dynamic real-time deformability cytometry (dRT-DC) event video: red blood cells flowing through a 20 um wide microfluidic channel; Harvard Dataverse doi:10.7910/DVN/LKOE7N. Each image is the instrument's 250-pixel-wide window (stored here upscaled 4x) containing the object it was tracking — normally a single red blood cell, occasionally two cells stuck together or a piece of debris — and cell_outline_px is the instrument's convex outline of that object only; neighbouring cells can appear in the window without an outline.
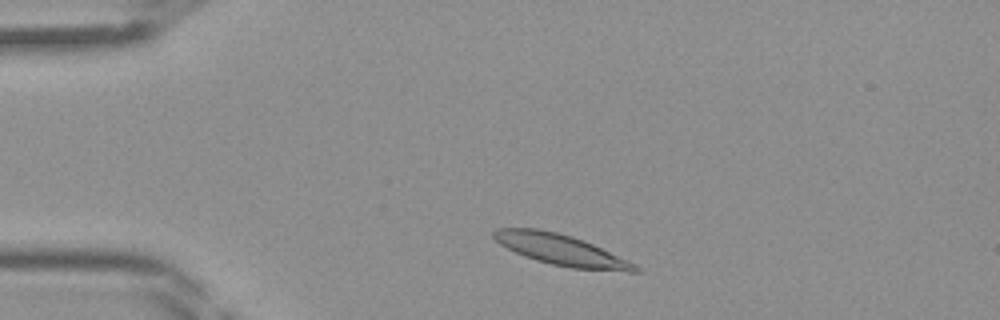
{"species": "Egyptian fruit bat (a non-hibernating species)", "species_latin": "Rousettus aegyptiacus", "temperature_condition": "room temperature", "stored_images_in_passage": 36, "camera_frame_rate_fps": 3000, "um_per_image_px": 0.085, "frame": {"image": 1, "passage_image": 1, "time_ms": 0.0, "image_size_px": [1000, 320], "cell_outline_px": [[644, 272], [628, 272], [572, 268], [552, 264], [536, 260], [524, 256], [500, 244], [492, 236], [492, 232], [496, 228], [536, 228], [556, 232], [572, 236], [584, 240], [628, 260], [636, 264]], "centroid_in_image_um": [47.73, 21.24], "position_along_channel_um": 37.3, "area_um2": 25.43}}
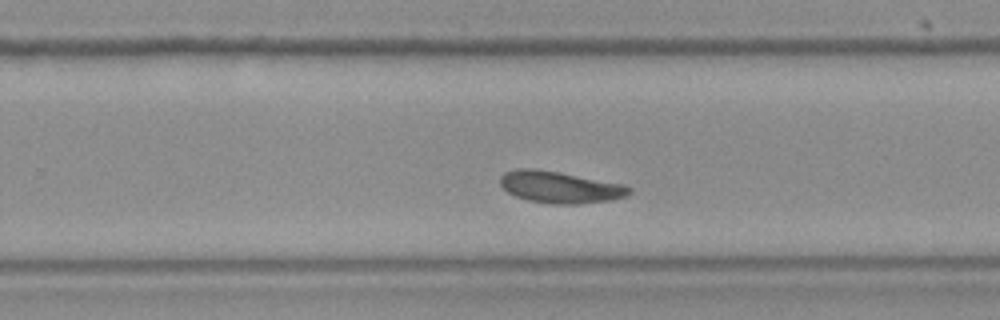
{"frame": {"image": 2, "passage_image": 20, "time_ms": 6.333, "image_size_px": [1000, 320], "cell_outline_px": [[632, 192], [628, 196], [612, 200], [576, 204], [548, 204], [528, 200], [516, 196], [508, 192], [500, 184], [500, 176], [504, 172], [516, 168], [532, 168], [556, 172], [624, 184], [632, 188]], "centroid_in_image_um": [47.61, 15.92], "position_along_channel_um": 282.2, "area_um2": 23.87}}
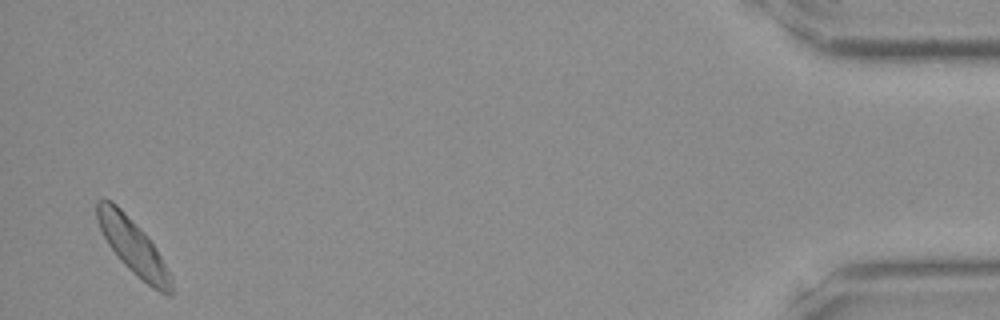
{"frame": {"image": 3, "passage_image": 35, "time_ms": 11.333, "image_size_px": [1000, 320], "cell_outline_px": [[172, 296], [168, 296], [152, 288], [132, 272], [120, 260], [108, 244], [100, 228], [96, 216], [96, 200], [104, 196], [112, 200], [140, 228], [156, 248], [168, 272], [172, 284]], "centroid_in_image_um": [11.26, 20.92], "position_along_channel_um": 423.9, "area_um2": 23.47}}